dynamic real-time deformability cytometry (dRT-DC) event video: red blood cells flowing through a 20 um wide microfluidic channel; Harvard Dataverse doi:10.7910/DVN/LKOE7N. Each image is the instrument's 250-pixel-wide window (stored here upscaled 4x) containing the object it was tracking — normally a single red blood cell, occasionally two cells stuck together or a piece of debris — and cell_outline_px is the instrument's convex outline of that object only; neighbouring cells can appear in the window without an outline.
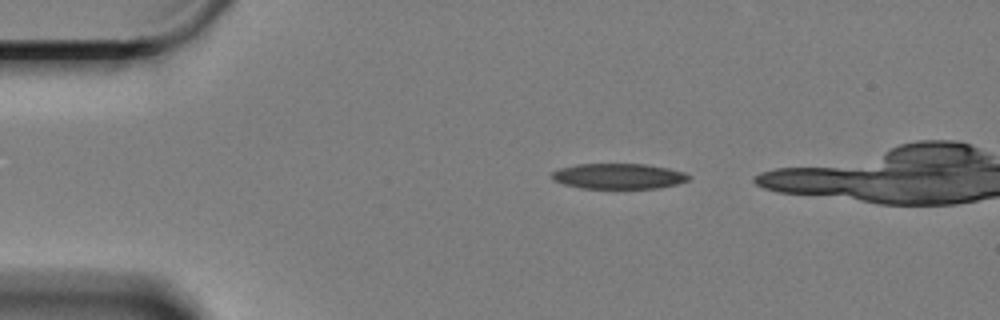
{"species": "Egyptian fruit bat (a non-hibernating species)", "species_latin": "Rousettus aegyptiacus", "temperature_condition": "cold", "stored_images_in_passage": 12, "camera_frame_rate_fps": 3000, "um_per_image_px": 0.085, "animal": {"sex": "female"}, "frame": {"image": 1, "passage_image": 1, "time_ms": 0.0, "image_size_px": [1000, 320], "cell_outline_px": [[692, 176], [688, 180], [676, 184], [660, 188], [580, 188], [564, 184], [552, 180], [548, 176], [552, 172], [560, 168], [576, 164], [648, 164], [668, 168], [684, 172]], "centroid_in_image_um": [52.55, 14.97], "position_along_channel_um": 32.4, "area_um2": 20.46}}
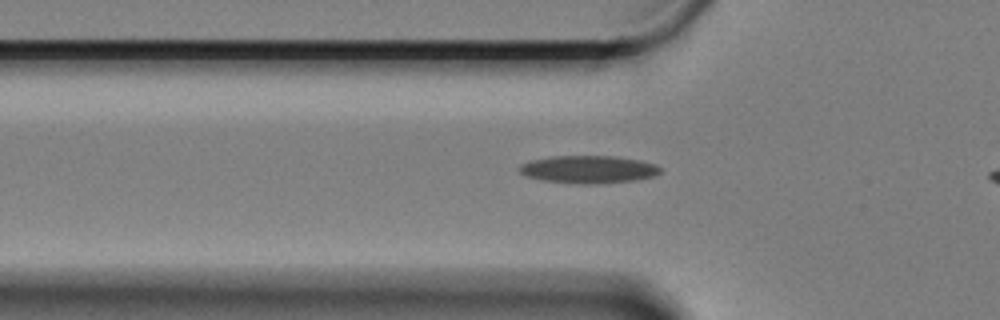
{"frame": {"image": 2, "passage_image": 9, "time_ms": 2.667, "image_size_px": [1000, 320], "cell_outline_px": [[660, 172], [656, 176], [636, 180], [596, 184], [576, 184], [544, 180], [524, 176], [516, 168], [520, 164], [532, 160], [552, 156], [612, 156], [640, 160], [656, 164], [660, 168]], "centroid_in_image_um": [50.0, 14.4], "position_along_channel_um": 75.8, "area_um2": 22.89}}